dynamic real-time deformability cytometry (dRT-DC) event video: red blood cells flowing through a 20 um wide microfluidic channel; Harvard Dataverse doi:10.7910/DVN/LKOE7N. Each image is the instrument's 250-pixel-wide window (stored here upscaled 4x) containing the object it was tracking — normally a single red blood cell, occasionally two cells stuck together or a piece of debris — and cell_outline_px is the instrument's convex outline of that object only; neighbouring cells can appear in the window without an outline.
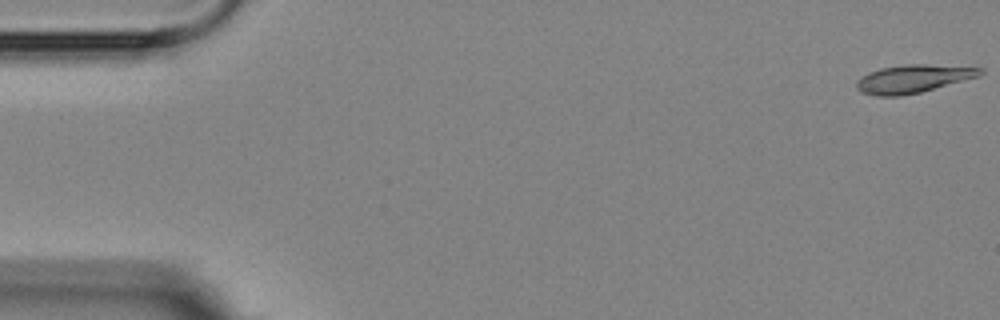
{"species": "Egyptian fruit bat (a non-hibernating species)", "species_latin": "Rousettus aegyptiacus", "temperature_condition": "room temperature", "stored_images_in_passage": 4, "camera_frame_rate_fps": 3000, "um_per_image_px": 0.085, "animal": {"sex": "female"}, "frame": {"image": 1, "passage_image": 1, "time_ms": 0.0, "image_size_px": [1000, 320], "cell_outline_px": [[984, 72], [980, 76], [920, 92], [900, 96], [876, 96], [860, 92], [856, 88], [856, 80], [868, 72], [880, 68], [908, 64], [924, 64], [984, 68]], "centroid_in_image_um": [77.59, 6.7], "position_along_channel_um": 7.4, "area_um2": 20.23}}
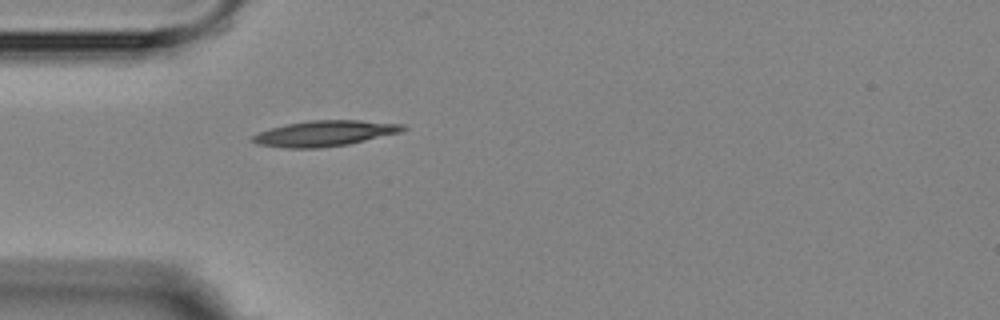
{"frame": {"image": 2, "passage_image": 4, "time_ms": 5.0, "image_size_px": [1000, 320], "cell_outline_px": [[408, 128], [404, 132], [348, 144], [320, 148], [284, 148], [256, 144], [252, 140], [252, 136], [260, 132], [272, 128], [288, 124], [308, 120], [360, 120], [404, 124]], "centroid_in_image_um": [27.67, 11.34], "position_along_channel_um": 57.3, "area_um2": 22.54}}